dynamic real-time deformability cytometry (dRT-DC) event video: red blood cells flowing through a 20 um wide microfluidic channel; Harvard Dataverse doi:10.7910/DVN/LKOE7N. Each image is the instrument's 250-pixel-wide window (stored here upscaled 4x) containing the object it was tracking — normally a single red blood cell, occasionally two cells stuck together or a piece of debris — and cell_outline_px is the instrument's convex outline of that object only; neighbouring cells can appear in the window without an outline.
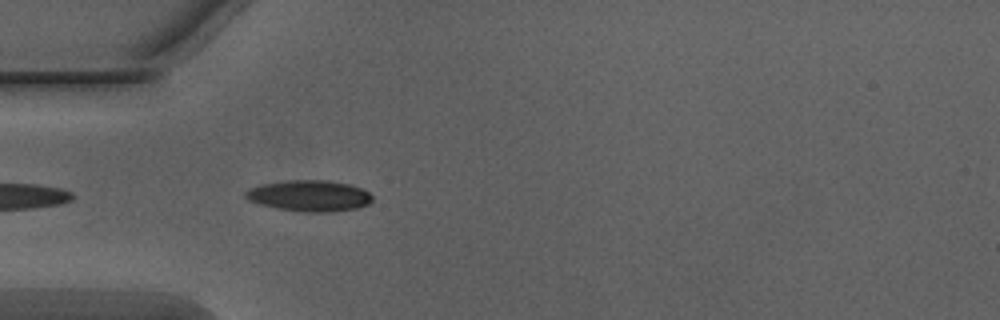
{"species": "Egyptian fruit bat (a non-hibernating species)", "species_latin": "Rousettus aegyptiacus", "temperature_condition": "warm", "stored_images_in_passage": 37, "camera_frame_rate_fps": 3000, "um_per_image_px": 0.085, "animal": {"sex": "male"}, "frame": {"image": 1, "passage_image": 2, "time_ms": 0.333, "image_size_px": [1000, 320], "cell_outline_px": [[372, 200], [368, 204], [356, 208], [328, 212], [300, 212], [260, 204], [248, 200], [244, 196], [244, 192], [260, 184], [288, 180], [328, 180], [348, 184], [360, 188], [368, 192], [372, 196]], "centroid_in_image_um": [26.28, 16.64], "position_along_channel_um": 58.7, "area_um2": 22.83}}
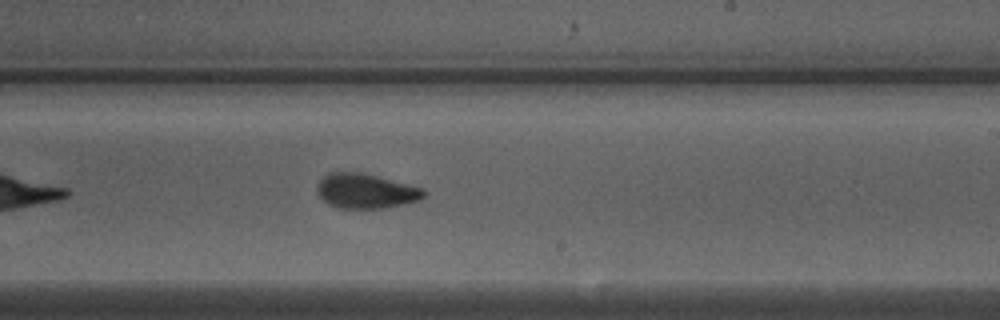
{"frame": {"image": 2, "passage_image": 17, "time_ms": 5.333, "image_size_px": [1000, 320], "cell_outline_px": [[424, 196], [420, 200], [404, 204], [384, 208], [340, 208], [328, 204], [320, 196], [316, 188], [316, 184], [328, 172], [360, 172], [424, 188]], "centroid_in_image_um": [31.07, 16.24], "position_along_channel_um": 257.9, "area_um2": 21.5}}
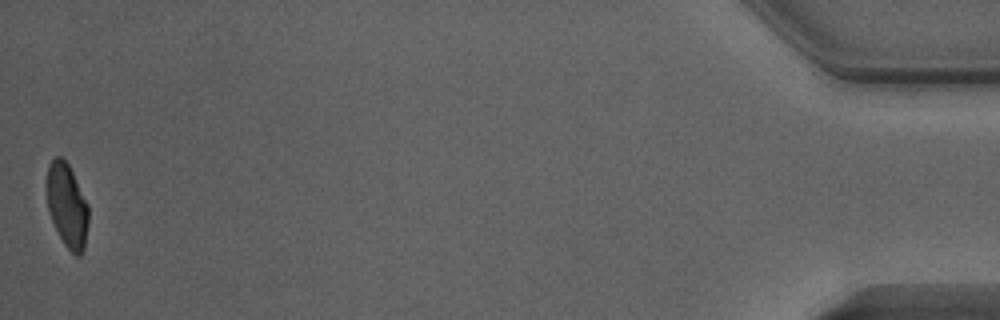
{"frame": {"image": 3, "passage_image": 37, "time_ms": 12.0, "image_size_px": [1000, 320], "cell_outline_px": [[88, 224], [84, 248], [80, 256], [76, 256], [64, 244], [52, 220], [48, 208], [48, 164], [56, 156], [60, 156], [68, 164], [88, 204]], "centroid_in_image_um": [5.72, 17.48], "position_along_channel_um": 429.5, "area_um2": 19.88}, "authors_computed_cell_mechanics": {"area_um2": 21.7328, "velocity_mm_per_s": 4.0596, "shape_relaxation_time_tau1_ms": 5.1601, "shape_relaxation_time_tau2_ms": 1.1078, "deformation_change_tau1": 0.1553, "deformation_change_tau2": 0.0682}}